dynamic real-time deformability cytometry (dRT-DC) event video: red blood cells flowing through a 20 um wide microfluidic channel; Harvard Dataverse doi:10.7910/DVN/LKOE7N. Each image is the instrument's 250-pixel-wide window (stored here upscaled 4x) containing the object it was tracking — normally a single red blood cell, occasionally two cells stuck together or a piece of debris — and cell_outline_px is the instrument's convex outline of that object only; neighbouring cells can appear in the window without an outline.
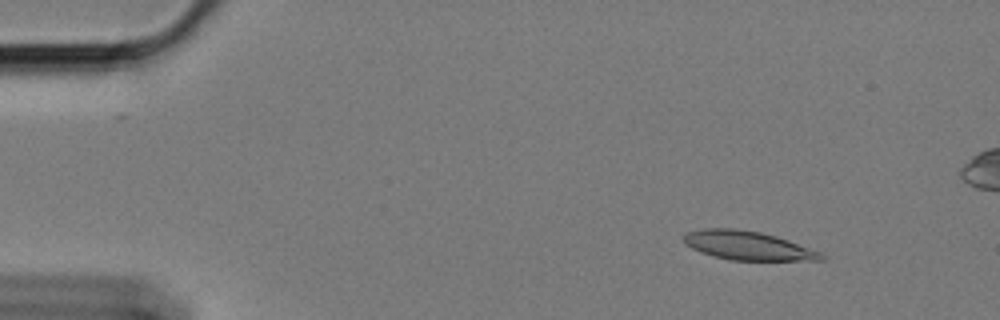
{"species": "Egyptian fruit bat (a non-hibernating species)", "species_latin": "Rousettus aegyptiacus", "temperature_condition": "cold", "stored_images_in_passage": 54, "camera_frame_rate_fps": 3000, "um_per_image_px": 0.085, "animal": {"sex": "female"}, "frame": {"image": 1, "passage_image": 1, "time_ms": 0.0, "image_size_px": [1000, 320], "cell_outline_px": [[828, 256], [824, 260], [732, 260], [716, 256], [692, 248], [684, 244], [684, 236], [688, 232], [704, 228], [736, 228], [760, 232], [776, 236], [788, 240], [820, 252]], "centroid_in_image_um": [63.59, 20.87], "position_along_channel_um": 21.4, "area_um2": 22.83}}
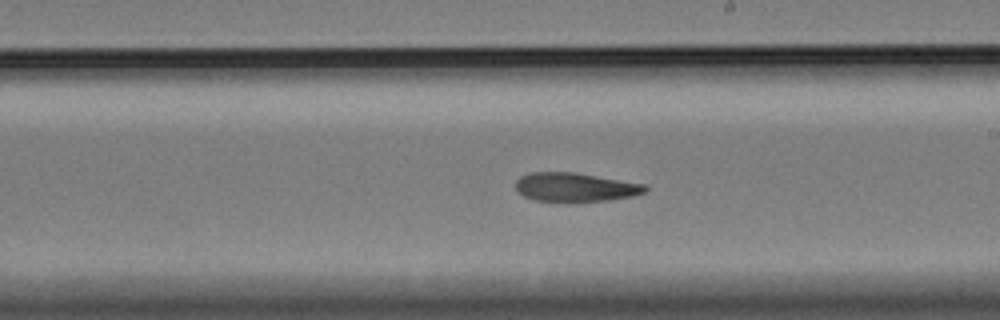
{"frame": {"image": 2, "passage_image": 28, "time_ms": 9.0, "image_size_px": [1000, 320], "cell_outline_px": [[648, 192], [632, 196], [608, 200], [536, 200], [524, 196], [516, 192], [516, 180], [520, 176], [528, 172], [576, 172], [644, 184], [648, 188]], "centroid_in_image_um": [48.88, 15.88], "position_along_channel_um": 240.1, "area_um2": 21.5}}
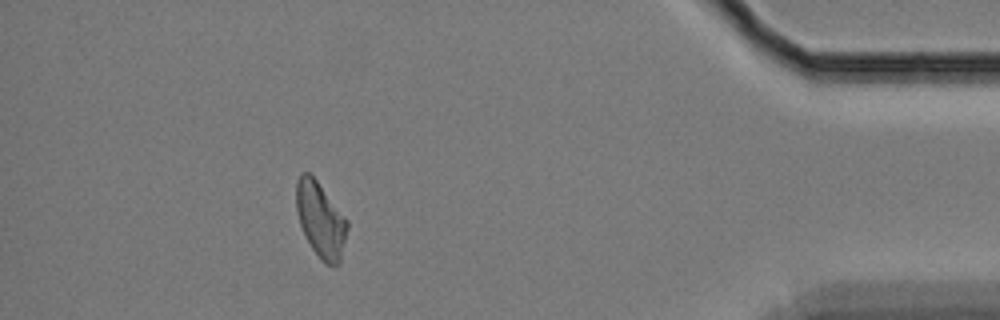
{"frame": {"image": 3, "passage_image": 47, "time_ms": 15.333, "image_size_px": [1000, 320], "cell_outline_px": [[348, 228], [340, 260], [332, 268], [320, 260], [312, 248], [300, 224], [296, 208], [296, 180], [300, 172], [308, 172], [316, 180], [348, 220]], "centroid_in_image_um": [27.25, 18.68], "position_along_channel_um": 408.0, "area_um2": 22.2}}